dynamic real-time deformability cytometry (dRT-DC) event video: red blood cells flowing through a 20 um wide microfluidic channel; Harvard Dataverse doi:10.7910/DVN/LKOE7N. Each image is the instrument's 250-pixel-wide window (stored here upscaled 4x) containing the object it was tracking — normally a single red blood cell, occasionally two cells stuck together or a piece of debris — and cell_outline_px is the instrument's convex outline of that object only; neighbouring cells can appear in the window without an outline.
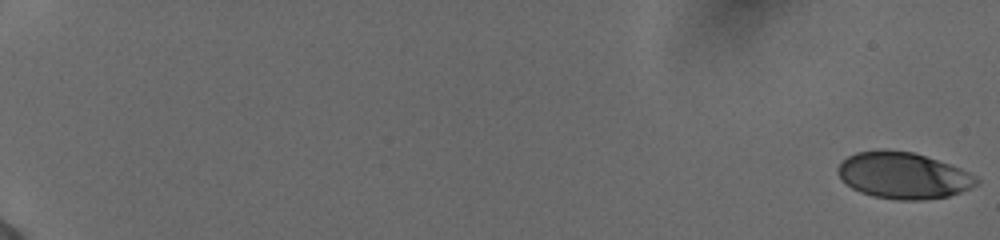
{"species": "human", "species_latin": "Homo sapiens", "temperature_condition": "cold", "stored_images_in_passage": 56, "camera_frame_rate_fps": 3000, "um_per_image_px": 0.085, "donor": {"sex": "female"}, "frame": {"image": 1, "passage_image": 1, "time_ms": 0.0, "image_size_px": [1000, 240], "cell_outline_px": [[980, 180], [976, 184], [960, 192], [948, 196], [920, 200], [896, 200], [872, 196], [860, 192], [852, 188], [836, 172], [836, 168], [848, 156], [856, 152], [884, 148], [912, 152], [960, 168], [976, 176]], "centroid_in_image_um": [76.74, 14.91], "position_along_channel_um": 8.3, "area_um2": 37.34}}
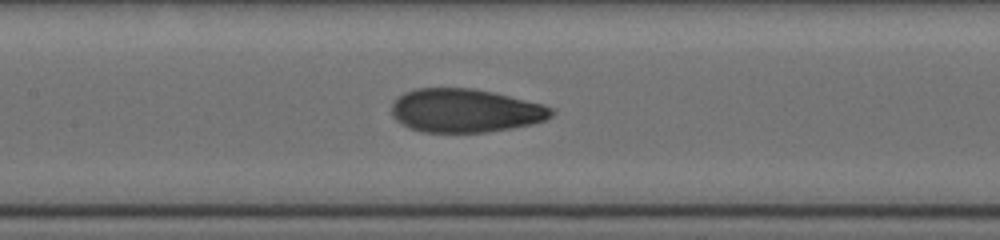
{"frame": {"image": 2, "passage_image": 31, "time_ms": 10.0, "image_size_px": [1000, 240], "cell_outline_px": [[556, 112], [548, 120], [532, 124], [512, 128], [488, 132], [420, 132], [408, 128], [400, 124], [392, 116], [392, 104], [404, 92], [416, 88], [472, 88], [492, 92], [540, 104], [552, 108]], "centroid_in_image_um": [39.53, 9.41], "position_along_channel_um": 167.9, "area_um2": 40.63}}
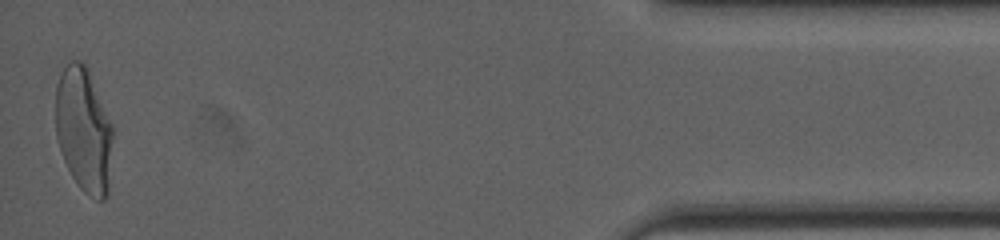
{"frame": {"image": 3, "passage_image": 56, "time_ms": 18.333, "image_size_px": [1000, 240], "cell_outline_px": [[112, 136], [108, 196], [104, 200], [96, 200], [88, 196], [76, 184], [64, 160], [56, 136], [56, 84], [60, 72], [72, 60], [80, 60], [88, 68], [112, 124]], "centroid_in_image_um": [7.12, 11.06], "position_along_channel_um": 428.1, "area_um2": 41.67}, "authors_computed_cell_mechanics": {"area_um2": 39.9398, "velocity_mm_per_s": 3.9035, "shape_relaxation_time_tau1_ms": 4.6812, "shape_relaxation_time_tau2_ms": 0.8146, "deformation_change_tau1": 0.1834, "deformation_change_tau2": 0.0687}}